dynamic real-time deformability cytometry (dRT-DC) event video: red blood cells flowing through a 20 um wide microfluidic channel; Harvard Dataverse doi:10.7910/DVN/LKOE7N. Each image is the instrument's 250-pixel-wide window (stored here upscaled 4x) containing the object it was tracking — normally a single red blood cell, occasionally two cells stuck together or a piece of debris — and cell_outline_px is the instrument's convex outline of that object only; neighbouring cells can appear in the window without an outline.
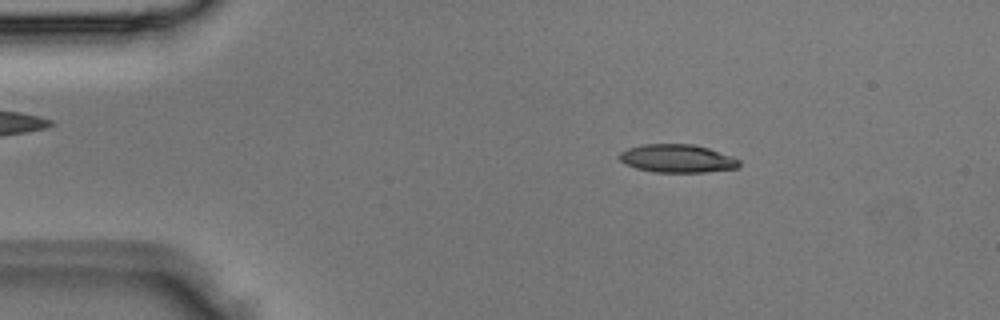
{"species": "Egyptian fruit bat (a non-hibernating species)", "species_latin": "Rousettus aegyptiacus", "temperature_condition": "room temperature", "stored_images_in_passage": 2, "camera_frame_rate_fps": 3000, "um_per_image_px": 0.085, "animal": {"sex": "male"}, "frame": {"image": 1, "passage_image": 1, "time_ms": 0.0, "image_size_px": [1000, 320], "cell_outline_px": [[740, 168], [704, 172], [656, 172], [636, 168], [624, 164], [616, 156], [620, 152], [628, 148], [644, 144], [692, 144], [708, 148], [732, 156], [740, 160]], "centroid_in_image_um": [57.56, 13.47], "position_along_channel_um": 27.4, "area_um2": 19.77}}